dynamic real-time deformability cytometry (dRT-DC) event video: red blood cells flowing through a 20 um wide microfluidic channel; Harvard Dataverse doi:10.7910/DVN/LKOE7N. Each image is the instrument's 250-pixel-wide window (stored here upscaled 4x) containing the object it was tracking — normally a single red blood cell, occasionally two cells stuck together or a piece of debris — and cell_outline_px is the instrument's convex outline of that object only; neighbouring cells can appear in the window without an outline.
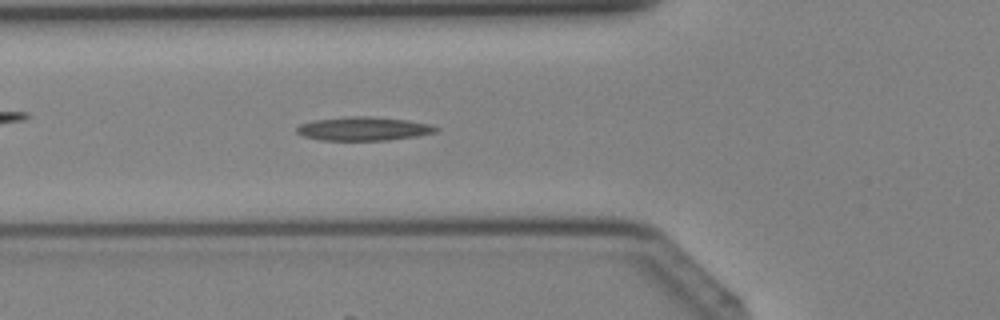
{"species": "Egyptian fruit bat (a non-hibernating species)", "species_latin": "Rousettus aegyptiacus", "temperature_condition": "cold", "stored_images_in_passage": 33, "camera_frame_rate_fps": 3000, "um_per_image_px": 0.085, "animal": {"sex": "female"}, "frame": {"image": 1, "passage_image": 7, "time_ms": 2.0, "image_size_px": [1000, 320], "cell_outline_px": [[440, 128], [436, 132], [416, 136], [388, 140], [320, 140], [304, 136], [296, 132], [296, 128], [300, 124], [312, 120], [352, 116], [372, 116], [408, 120], [432, 124]], "centroid_in_image_um": [30.92, 10.93], "position_along_channel_um": 94.9, "area_um2": 19.31}}
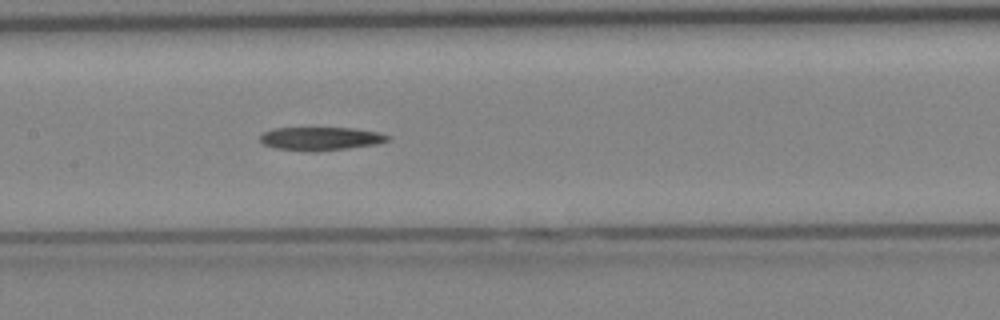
{"frame": {"image": 2, "passage_image": 12, "time_ms": 3.667, "image_size_px": [1000, 320], "cell_outline_px": [[392, 140], [376, 144], [348, 148], [312, 152], [280, 148], [264, 144], [260, 140], [260, 136], [264, 132], [272, 128], [356, 128], [380, 132], [392, 136]], "centroid_in_image_um": [27.34, 11.77], "position_along_channel_um": 180.1, "area_um2": 17.4}}
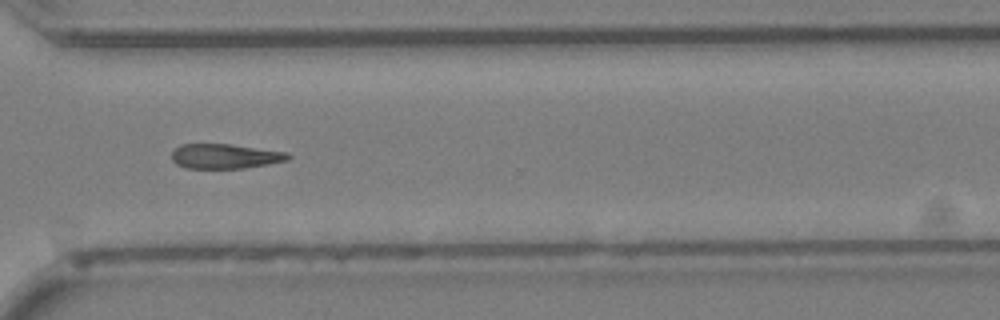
{"frame": {"image": 3, "passage_image": 22, "time_ms": 7.0, "image_size_px": [1000, 320], "cell_outline_px": [[292, 156], [288, 160], [268, 164], [244, 168], [188, 168], [176, 164], [172, 160], [172, 152], [180, 144], [232, 144], [288, 152]], "centroid_in_image_um": [19.15, 13.27], "position_along_channel_um": 351.4, "area_um2": 16.82}}